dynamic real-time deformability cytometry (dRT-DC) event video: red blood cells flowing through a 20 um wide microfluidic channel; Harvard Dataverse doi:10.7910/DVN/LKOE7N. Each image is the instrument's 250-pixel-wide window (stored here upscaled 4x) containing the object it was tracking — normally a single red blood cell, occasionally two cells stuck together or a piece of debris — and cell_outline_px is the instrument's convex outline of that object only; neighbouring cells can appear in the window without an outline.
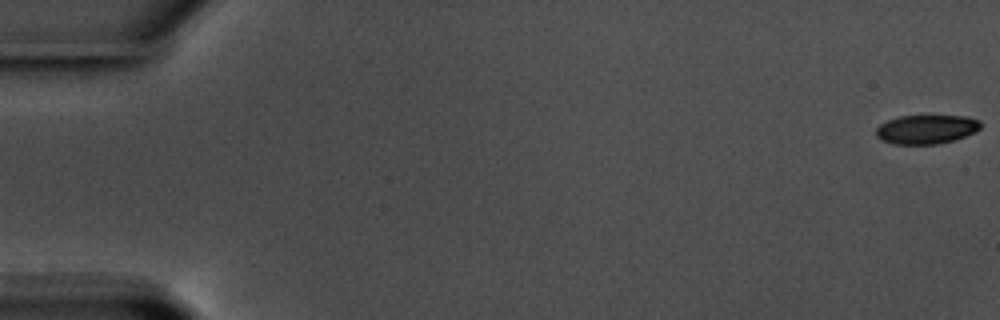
{"species": "common noctule bat (a hibernating species)", "species_latin": "Nyctalus noctula", "temperature_condition": "warm", "stored_images_in_passage": 59, "camera_frame_rate_fps": 3000, "um_per_image_px": 0.085, "animal": {"sex": "male", "body_mass_g": 17.5, "forearm_length_mm": 52.3}, "frame": {"image": 1, "passage_image": 1, "time_ms": 0.0, "image_size_px": [1000, 320], "cell_outline_px": [[984, 124], [976, 132], [952, 140], [936, 144], [892, 144], [880, 140], [876, 136], [876, 128], [880, 124], [888, 120], [900, 116], [968, 116], [980, 120]], "centroid_in_image_um": [78.75, 10.99], "position_along_channel_um": 6.2, "area_um2": 17.8}}
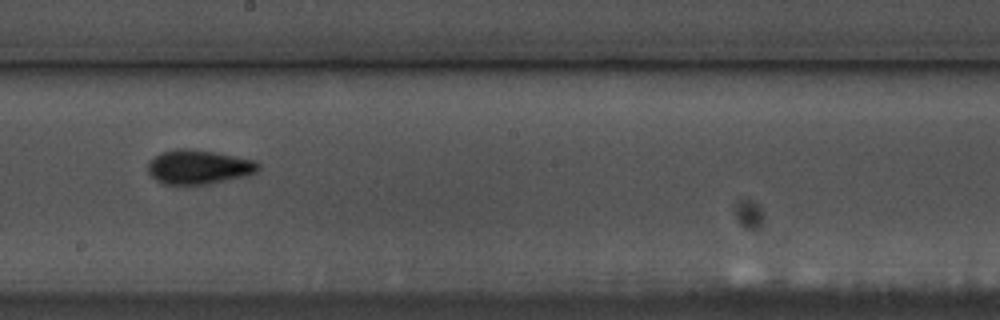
{"frame": {"image": 2, "passage_image": 34, "time_ms": 11.0, "image_size_px": [1000, 320], "cell_outline_px": [[260, 168], [256, 172], [244, 176], [208, 184], [164, 184], [156, 180], [148, 172], [148, 160], [160, 152], [176, 148], [188, 148], [216, 152], [256, 160], [260, 164]], "centroid_in_image_um": [16.87, 14.17], "position_along_channel_um": 231.3, "area_um2": 22.2}}
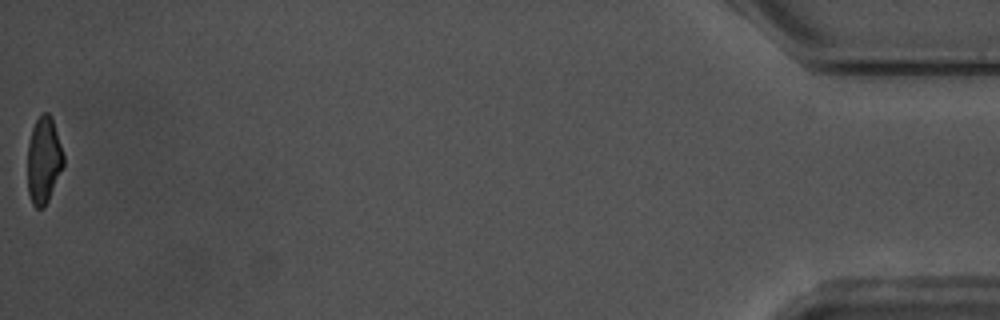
{"frame": {"image": 3, "passage_image": 59, "time_ms": 19.333, "image_size_px": [1000, 320], "cell_outline_px": [[64, 164], [48, 200], [44, 208], [36, 208], [32, 204], [28, 192], [28, 140], [32, 128], [36, 120], [44, 112], [48, 112], [52, 116], [64, 156]], "centroid_in_image_um": [3.71, 13.6], "position_along_channel_um": 431.5, "area_um2": 18.15}, "authors_computed_cell_mechanics": {"area_um2": 19.941, "velocity_mm_per_s": 3.5547, "shape_relaxation_time_tau1_ms": 4.0684, "shape_relaxation_time_tau2_ms": 1.7095, "deformation_change_tau1": 0.1299, "deformation_change_tau2": 0.0776}}